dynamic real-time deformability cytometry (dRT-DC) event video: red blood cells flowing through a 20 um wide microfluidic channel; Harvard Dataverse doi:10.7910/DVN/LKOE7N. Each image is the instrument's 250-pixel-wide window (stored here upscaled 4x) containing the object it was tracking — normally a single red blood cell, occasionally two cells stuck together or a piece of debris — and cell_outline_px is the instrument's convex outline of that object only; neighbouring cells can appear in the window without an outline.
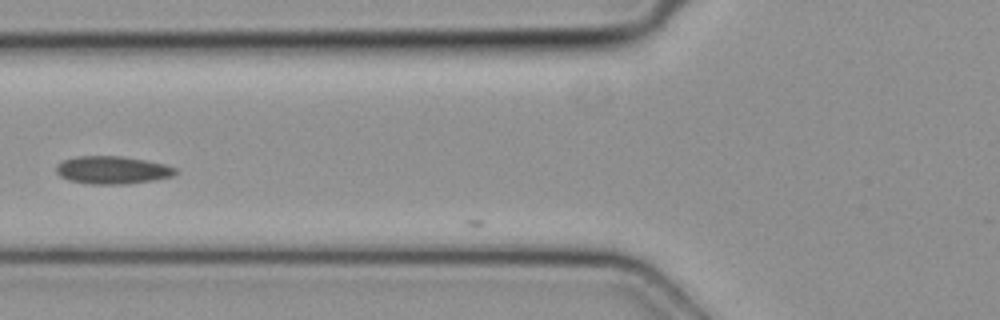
{"species": "common noctule bat (a hibernating species)", "species_latin": "Nyctalus noctula", "temperature_condition": "cold", "stored_images_in_passage": 5, "camera_frame_rate_fps": 3000, "um_per_image_px": 0.085, "animal": {"sex": "female", "body_mass_g": 19.3, "forearm_length_mm": 54.1}, "frame": {"image": 1, "passage_image": 3, "time_ms": 0.667, "image_size_px": [1000, 320], "cell_outline_px": [[180, 172], [172, 176], [156, 180], [128, 184], [88, 184], [68, 180], [60, 176], [56, 172], [56, 164], [64, 160], [76, 156], [124, 156], [164, 164], [176, 168]], "centroid_in_image_um": [9.56, 14.46], "position_along_channel_um": 116.2, "area_um2": 19.54}}